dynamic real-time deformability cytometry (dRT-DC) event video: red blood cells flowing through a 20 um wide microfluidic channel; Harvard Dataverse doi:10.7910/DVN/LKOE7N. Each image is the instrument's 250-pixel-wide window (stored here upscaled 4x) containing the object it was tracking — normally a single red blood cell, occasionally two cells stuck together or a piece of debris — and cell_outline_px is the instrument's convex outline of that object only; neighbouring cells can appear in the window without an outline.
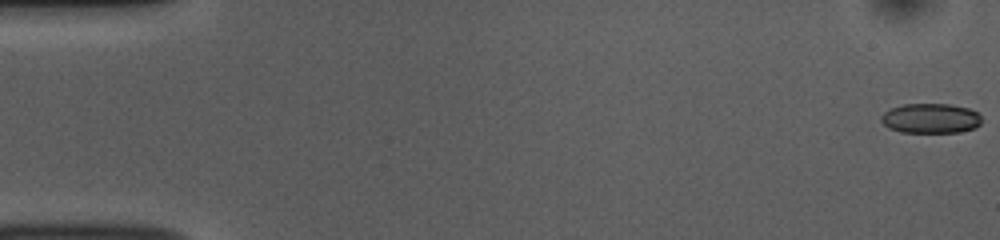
{"species": "common noctule bat (a hibernating species)", "species_latin": "Nyctalus noctula", "temperature_condition": "room temperature", "stored_images_in_passage": 53, "camera_frame_rate_fps": 3000, "um_per_image_px": 0.085, "animal": {"sex": "female", "body_mass_g": 10.0, "forearm_length_mm": 53.1}, "frame": {"image": 1, "passage_image": 1, "time_ms": 0.0, "image_size_px": [1000, 240], "cell_outline_px": [[980, 124], [976, 128], [960, 132], [900, 132], [888, 128], [880, 120], [880, 116], [884, 112], [892, 108], [904, 104], [948, 104], [968, 108], [980, 112]], "centroid_in_image_um": [79.11, 10.06], "position_along_channel_um": 5.9, "area_um2": 17.57}}
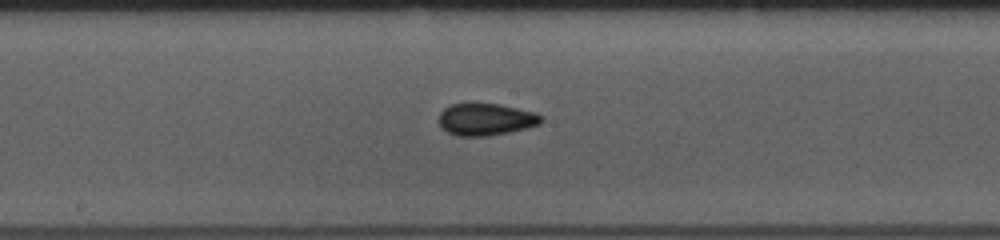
{"frame": {"image": 2, "passage_image": 28, "time_ms": 9.0, "image_size_px": [1000, 240], "cell_outline_px": [[544, 120], [540, 124], [508, 132], [488, 136], [456, 136], [440, 128], [440, 112], [444, 108], [452, 104], [500, 104], [536, 112], [544, 116]], "centroid_in_image_um": [41.32, 10.15], "position_along_channel_um": 206.9, "area_um2": 19.13}}
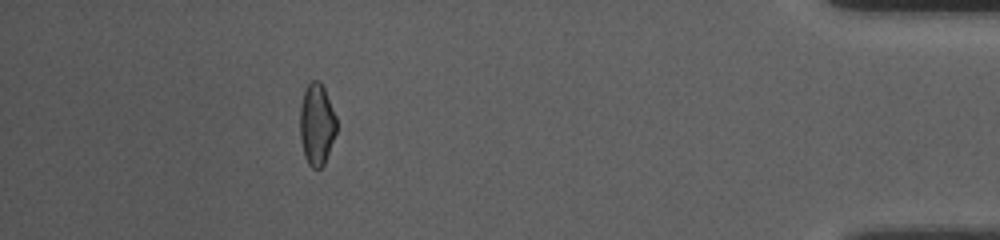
{"frame": {"image": 3, "passage_image": 48, "time_ms": 15.667, "image_size_px": [1000, 240], "cell_outline_px": [[336, 132], [324, 164], [320, 168], [312, 168], [308, 164], [304, 156], [300, 136], [300, 104], [304, 92], [308, 84], [312, 80], [320, 80], [324, 88], [336, 116]], "centroid_in_image_um": [26.91, 10.56], "position_along_channel_um": 408.3, "area_um2": 17.34}, "authors_computed_cell_mechanics": {"area_um2": 18.207, "velocity_mm_per_s": 3.8186, "shape_relaxation_time_tau1_ms": 9.8534, "shape_relaxation_time_tau2_ms": 2.357, "deformation_change_tau1": 0.1709, "deformation_change_tau2": 0.0663}}